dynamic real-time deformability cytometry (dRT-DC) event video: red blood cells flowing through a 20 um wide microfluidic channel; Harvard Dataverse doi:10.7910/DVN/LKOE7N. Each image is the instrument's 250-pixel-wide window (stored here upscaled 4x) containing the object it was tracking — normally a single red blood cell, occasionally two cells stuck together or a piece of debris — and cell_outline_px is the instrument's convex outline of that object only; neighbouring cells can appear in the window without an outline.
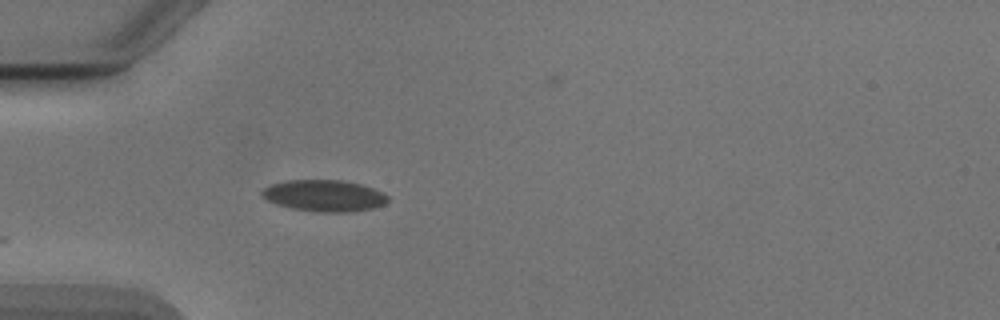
{"species": "Egyptian fruit bat (a non-hibernating species)", "species_latin": "Rousettus aegyptiacus", "temperature_condition": "cold", "stored_images_in_passage": 7, "camera_frame_rate_fps": 3000, "um_per_image_px": 0.085, "animal": {"sex": "male"}, "frame": {"image": 1, "passage_image": 1, "time_ms": 0.0, "image_size_px": [1000, 320], "cell_outline_px": [[388, 200], [384, 204], [372, 208], [352, 212], [312, 212], [292, 208], [276, 204], [260, 196], [260, 192], [264, 188], [272, 184], [288, 180], [340, 180], [360, 184], [372, 188], [388, 196]], "centroid_in_image_um": [27.52, 16.64], "position_along_channel_um": 57.5, "area_um2": 23.06}}
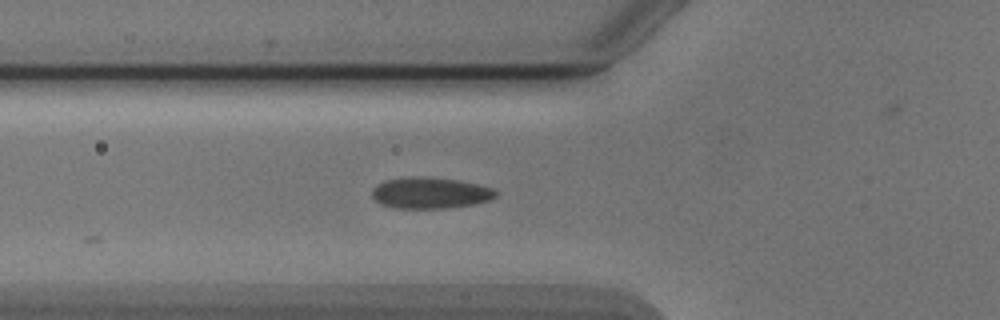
{"frame": {"image": 2, "passage_image": 4, "time_ms": 1.0, "image_size_px": [1000, 320], "cell_outline_px": [[496, 196], [492, 200], [476, 204], [448, 208], [392, 208], [380, 204], [372, 196], [372, 188], [376, 184], [384, 180], [412, 176], [424, 176], [460, 180], [492, 188], [496, 192]], "centroid_in_image_um": [36.55, 16.4], "position_along_channel_um": 89.3, "area_um2": 22.83}}
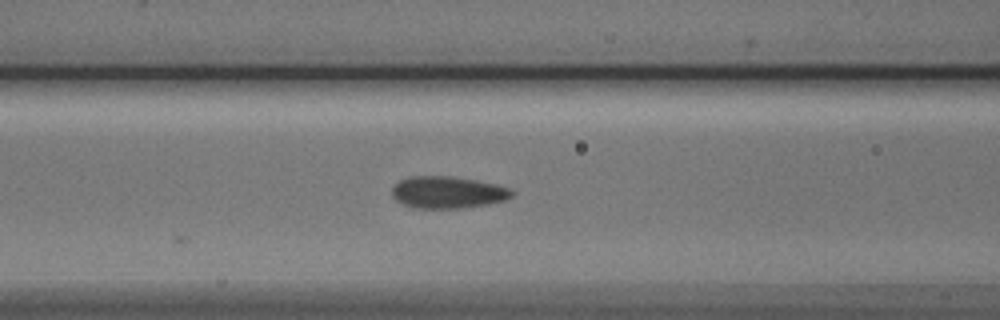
{"frame": {"image": 3, "passage_image": 7, "time_ms": 2.0, "image_size_px": [1000, 320], "cell_outline_px": [[516, 192], [512, 196], [504, 200], [488, 204], [460, 208], [416, 208], [404, 204], [396, 200], [392, 196], [392, 188], [400, 180], [408, 176], [452, 176], [476, 180], [496, 184], [508, 188]], "centroid_in_image_um": [38.05, 16.34], "position_along_channel_um": 128.5, "area_um2": 22.31}}